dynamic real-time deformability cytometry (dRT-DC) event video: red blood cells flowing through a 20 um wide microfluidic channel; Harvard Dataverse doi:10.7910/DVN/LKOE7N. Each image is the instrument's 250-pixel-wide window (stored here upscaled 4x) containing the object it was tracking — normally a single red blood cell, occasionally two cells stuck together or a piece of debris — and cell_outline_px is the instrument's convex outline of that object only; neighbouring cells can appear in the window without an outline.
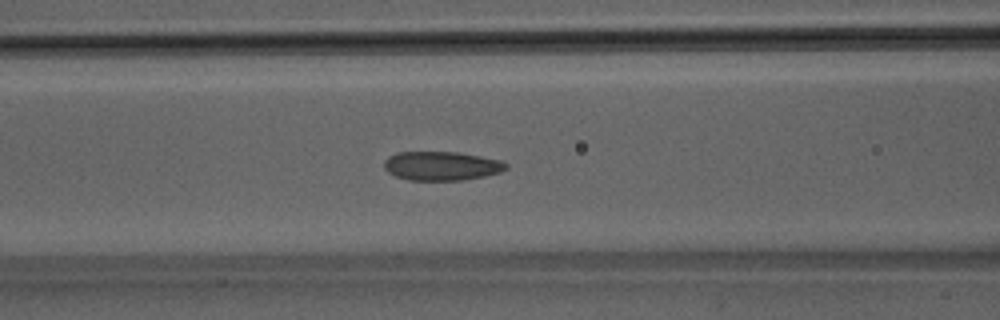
{"species": "Egyptian fruit bat (a non-hibernating species)", "species_latin": "Rousettus aegyptiacus", "temperature_condition": "room temperature", "stored_images_in_passage": 42, "camera_frame_rate_fps": 3000, "um_per_image_px": 0.085, "animal": {"sex": "male"}, "frame": {"image": 1, "passage_image": 12, "time_ms": 3.667, "image_size_px": [1000, 320], "cell_outline_px": [[508, 168], [500, 172], [484, 176], [464, 180], [408, 180], [396, 176], [388, 172], [384, 168], [384, 160], [388, 156], [396, 152], [456, 152], [480, 156], [500, 160], [508, 164]], "centroid_in_image_um": [37.51, 14.1], "position_along_channel_um": 129.1, "area_um2": 20.63}}
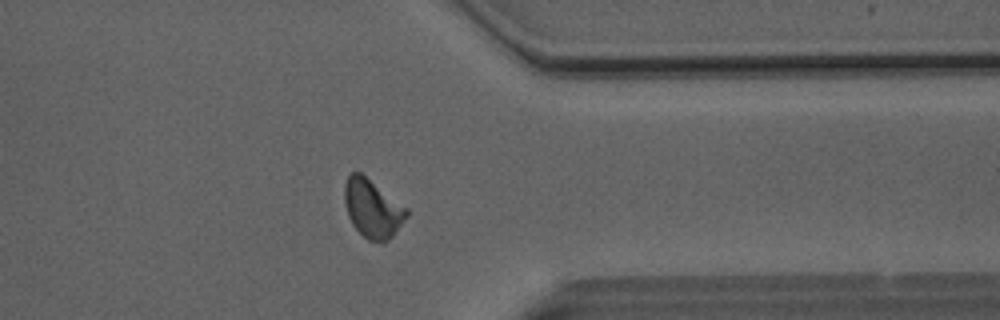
{"frame": {"image": 2, "passage_image": 31, "time_ms": 10.0, "image_size_px": [1000, 320], "cell_outline_px": [[408, 216], [392, 236], [388, 240], [368, 240], [352, 224], [348, 216], [344, 204], [344, 184], [348, 176], [352, 172], [360, 172], [408, 208]], "centroid_in_image_um": [31.65, 17.7], "position_along_channel_um": 379.7, "area_um2": 20.87}}
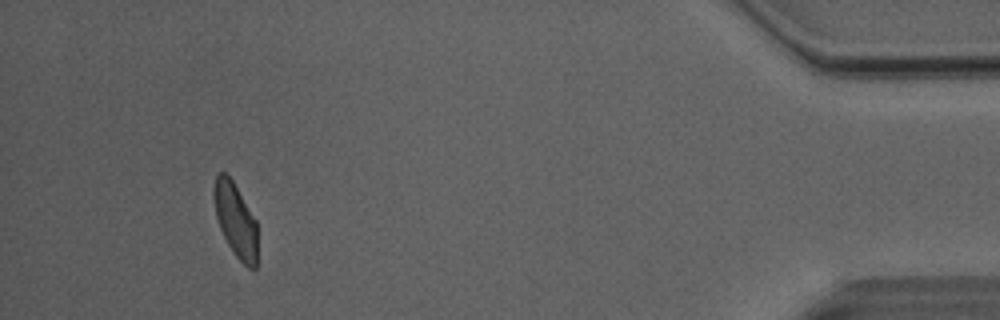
{"frame": {"image": 3, "passage_image": 38, "time_ms": 12.333, "image_size_px": [1000, 320], "cell_outline_px": [[256, 268], [248, 268], [232, 252], [220, 228], [216, 216], [212, 196], [212, 188], [216, 176], [220, 172], [224, 172], [232, 180], [256, 220]], "centroid_in_image_um": [19.99, 18.68], "position_along_channel_um": 415.2, "area_um2": 18.61}, "authors_computed_cell_mechanics": {"area_um2": 20.6346, "velocity_mm_per_s": 4.0695, "shape_relaxation_time_tau1_ms": 6.7806, "shape_relaxation_time_tau2_ms": 1.3215, "deformation_change_tau1": 0.1481, "deformation_change_tau2": 0.0735}}